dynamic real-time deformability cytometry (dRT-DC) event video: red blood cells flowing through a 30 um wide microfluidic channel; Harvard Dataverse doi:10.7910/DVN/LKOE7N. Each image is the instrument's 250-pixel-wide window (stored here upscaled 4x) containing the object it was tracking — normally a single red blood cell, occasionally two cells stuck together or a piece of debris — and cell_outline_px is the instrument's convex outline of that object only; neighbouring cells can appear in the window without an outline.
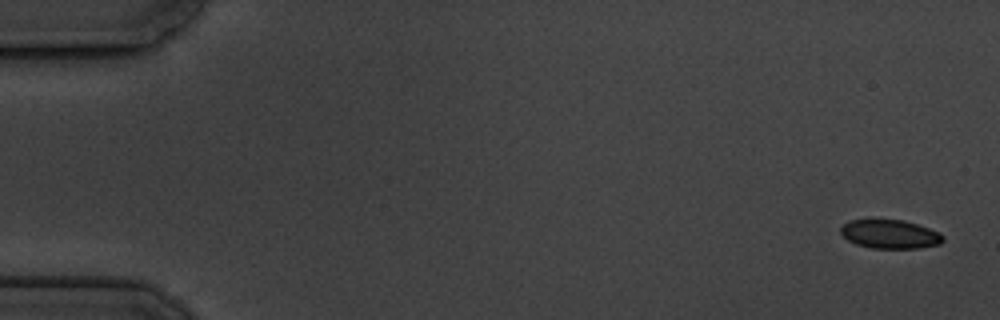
{"species": "common noctule bat (a hibernating species)", "species_latin": "Nyctalus noctula", "temperature_condition": "cold", "stored_images_in_passage": 8, "camera_frame_rate_fps": 3000, "um_per_image_px": 0.085, "animal": {"sex": "male", "body_mass_g": 19.5, "forearm_length_mm": 54.6}, "frame": {"image": 1, "passage_image": 1, "time_ms": 0.0, "image_size_px": [1000, 320], "cell_outline_px": [[944, 240], [940, 244], [920, 248], [872, 248], [856, 244], [848, 240], [840, 232], [840, 228], [844, 224], [852, 220], [872, 216], [904, 220], [940, 232], [944, 236]], "centroid_in_image_um": [75.63, 19.85], "position_along_channel_um": 9.4, "area_um2": 17.8}}
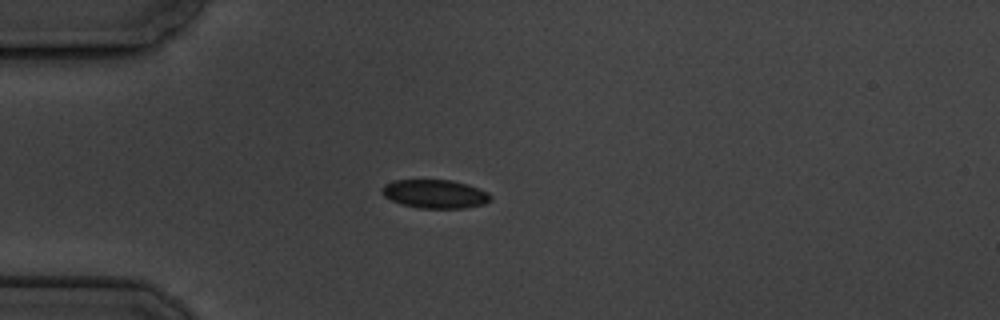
{"frame": {"image": 2, "passage_image": 5, "time_ms": 4.667, "image_size_px": [1000, 320], "cell_outline_px": [[492, 196], [484, 204], [464, 208], [420, 208], [400, 204], [384, 196], [380, 192], [380, 188], [384, 184], [392, 180], [452, 180], [468, 184], [480, 188], [488, 192]], "centroid_in_image_um": [36.94, 16.47], "position_along_channel_um": 48.1, "area_um2": 18.26}}